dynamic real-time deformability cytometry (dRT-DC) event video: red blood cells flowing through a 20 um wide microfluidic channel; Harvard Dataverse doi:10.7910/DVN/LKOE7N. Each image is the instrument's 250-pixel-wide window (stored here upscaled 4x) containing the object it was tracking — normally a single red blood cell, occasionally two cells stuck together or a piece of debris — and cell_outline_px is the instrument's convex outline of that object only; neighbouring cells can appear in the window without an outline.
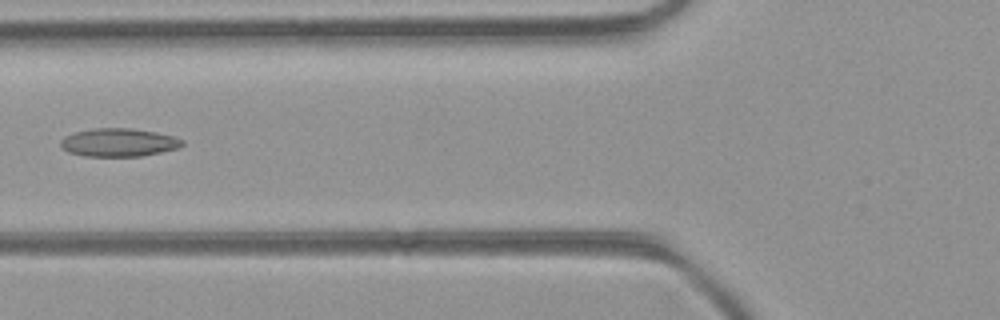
{"species": "common noctule bat (a hibernating species)", "species_latin": "Nyctalus noctula", "temperature_condition": "room temperature", "stored_images_in_passage": 5, "camera_frame_rate_fps": 3000, "um_per_image_px": 0.085, "animal": {"sex": "female", "body_mass_g": 21.9}, "frame": {"image": 1, "passage_image": 5, "time_ms": 1.333, "image_size_px": [1000, 320], "cell_outline_px": [[184, 144], [176, 148], [160, 152], [140, 156], [84, 156], [68, 152], [60, 144], [60, 140], [64, 136], [76, 132], [96, 128], [132, 128], [156, 132], [172, 136], [184, 140]], "centroid_in_image_um": [10.08, 12.1], "position_along_channel_um": 115.7, "area_um2": 19.83}}